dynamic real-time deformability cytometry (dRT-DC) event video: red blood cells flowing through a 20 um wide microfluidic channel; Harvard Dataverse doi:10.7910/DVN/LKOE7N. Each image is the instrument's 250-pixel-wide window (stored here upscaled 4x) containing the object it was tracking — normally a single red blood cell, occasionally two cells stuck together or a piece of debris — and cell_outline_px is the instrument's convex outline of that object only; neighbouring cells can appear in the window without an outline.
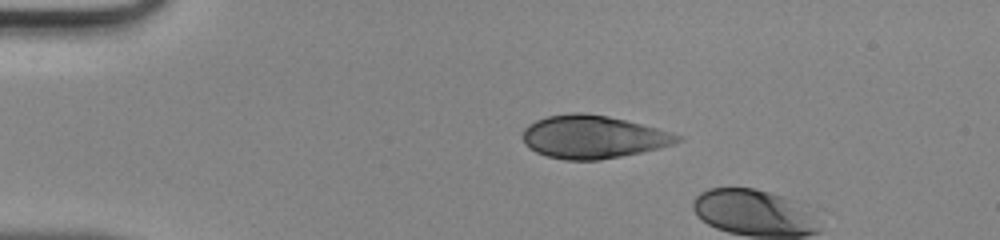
{"species": "human", "species_latin": "Homo sapiens", "temperature_condition": "room temperature", "stored_images_in_passage": 4, "camera_frame_rate_fps": 3000, "um_per_image_px": 0.085, "donor": {"sex": "male"}, "frame": {"image": 1, "passage_image": 1, "time_ms": 0.0, "image_size_px": [1000, 240], "cell_outline_px": [[684, 140], [672, 144], [640, 152], [600, 160], [564, 160], [548, 156], [536, 152], [524, 144], [524, 128], [528, 124], [536, 120], [548, 116], [572, 112], [584, 112], [608, 116], [672, 132], [684, 136]], "centroid_in_image_um": [50.4, 11.63], "position_along_channel_um": 34.6, "area_um2": 38.55}}